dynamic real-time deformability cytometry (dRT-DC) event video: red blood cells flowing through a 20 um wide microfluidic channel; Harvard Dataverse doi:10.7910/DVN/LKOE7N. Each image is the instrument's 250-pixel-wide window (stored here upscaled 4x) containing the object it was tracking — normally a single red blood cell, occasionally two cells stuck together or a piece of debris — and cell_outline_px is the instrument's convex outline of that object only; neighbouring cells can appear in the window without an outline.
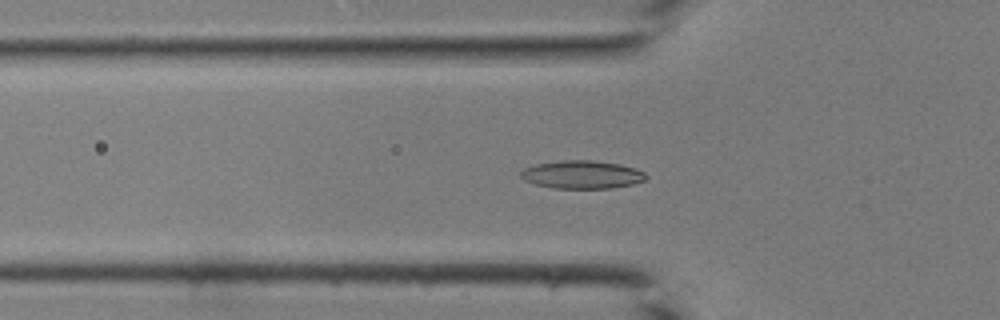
{"species": "common noctule bat (a hibernating species)", "species_latin": "Nyctalus noctula", "temperature_condition": "room temperature", "stored_images_in_passage": 41, "camera_frame_rate_fps": 3000, "um_per_image_px": 0.085, "animal": {"sex": "male", "body_mass_g": 19.0, "forearm_length_mm": 50.8}, "frame": {"image": 1, "passage_image": 14, "time_ms": 4.333, "image_size_px": [1000, 320], "cell_outline_px": [[648, 176], [644, 180], [632, 184], [612, 188], [552, 188], [536, 184], [524, 180], [520, 176], [520, 172], [524, 168], [536, 164], [560, 160], [592, 160], [620, 164], [636, 168], [644, 172]], "centroid_in_image_um": [49.47, 14.83], "position_along_channel_um": 76.3, "area_um2": 20.52}}
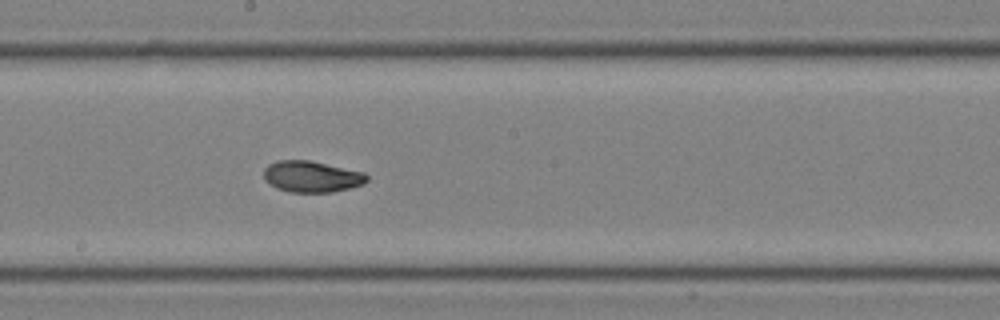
{"frame": {"image": 2, "passage_image": 23, "time_ms": 7.333, "image_size_px": [1000, 320], "cell_outline_px": [[368, 180], [364, 184], [332, 192], [288, 192], [276, 188], [264, 180], [264, 168], [268, 164], [276, 160], [308, 160], [364, 172], [368, 176]], "centroid_in_image_um": [26.46, 15.01], "position_along_channel_um": 221.7, "area_um2": 18.84}}
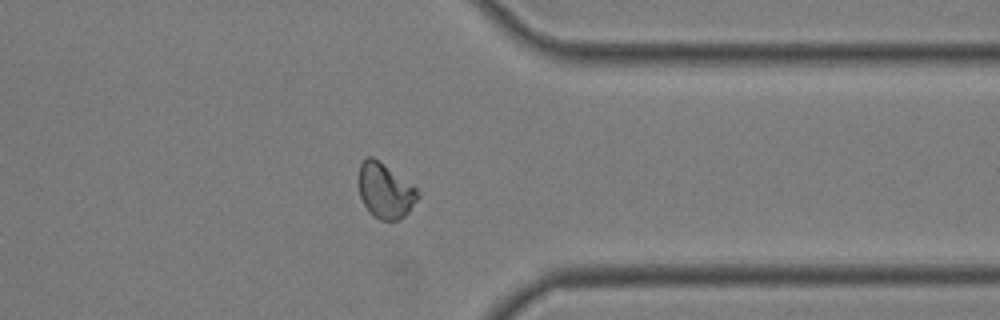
{"frame": {"image": 3, "passage_image": 33, "time_ms": 10.667, "image_size_px": [1000, 320], "cell_outline_px": [[420, 196], [408, 212], [400, 220], [380, 220], [372, 216], [368, 212], [360, 196], [360, 164], [368, 156], [372, 156], [416, 188], [420, 192]], "centroid_in_image_um": [32.75, 16.26], "position_along_channel_um": 378.6, "area_um2": 18.61}}